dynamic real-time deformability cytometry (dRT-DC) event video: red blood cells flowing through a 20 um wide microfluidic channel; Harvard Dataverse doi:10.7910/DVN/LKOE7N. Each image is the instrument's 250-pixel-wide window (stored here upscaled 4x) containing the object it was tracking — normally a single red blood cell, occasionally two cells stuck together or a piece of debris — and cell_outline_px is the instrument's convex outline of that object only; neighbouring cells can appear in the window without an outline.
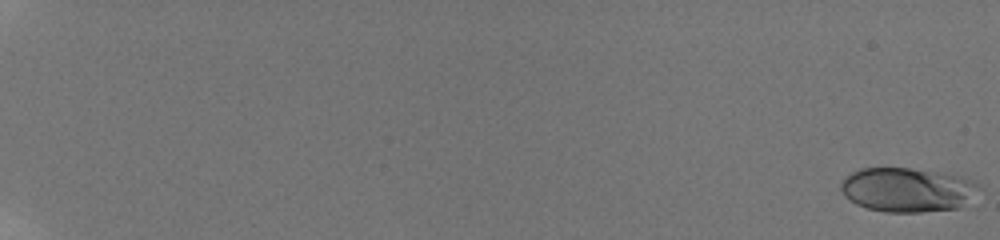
{"species": "human", "species_latin": "Homo sapiens", "temperature_condition": "room temperature", "stored_images_in_passage": 43, "camera_frame_rate_fps": 3000, "um_per_image_px": 0.085, "donor": {"sex": "male"}, "frame": {"image": 1, "passage_image": 1, "time_ms": 0.0, "image_size_px": [1000, 240], "cell_outline_px": [[984, 184], [980, 188], [956, 208], [920, 212], [884, 212], [868, 208], [856, 204], [844, 196], [840, 188], [840, 180], [844, 176], [860, 168], [908, 168], [968, 176]], "centroid_in_image_um": [77.11, 16.1], "position_along_channel_um": 7.9, "area_um2": 35.84}}
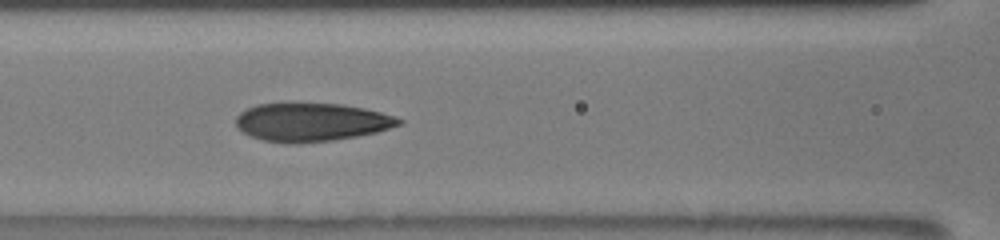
{"frame": {"image": 2, "passage_image": 25, "time_ms": 10.0, "image_size_px": [1000, 240], "cell_outline_px": [[404, 120], [400, 124], [376, 132], [356, 136], [332, 140], [296, 144], [284, 144], [264, 140], [252, 136], [244, 132], [236, 124], [236, 116], [244, 108], [256, 104], [340, 104], [364, 108], [396, 116]], "centroid_in_image_um": [26.45, 10.39], "position_along_channel_um": 140.1, "area_um2": 36.18}}
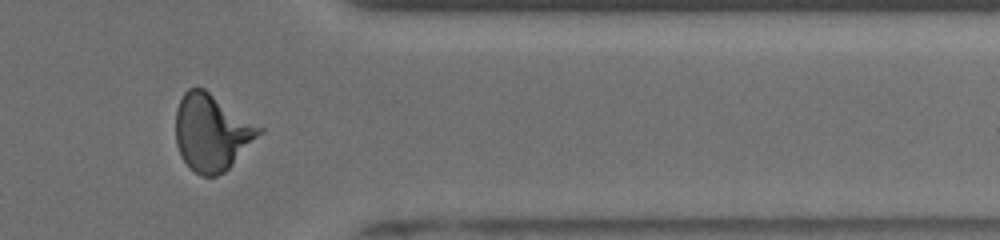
{"frame": {"image": 3, "passage_image": 38, "time_ms": 16.667, "image_size_px": [1000, 240], "cell_outline_px": [[264, 132], [224, 172], [216, 176], [200, 176], [184, 160], [176, 144], [176, 108], [184, 92], [188, 88], [204, 88], [264, 128]], "centroid_in_image_um": [18.02, 11.24], "position_along_channel_um": 393.4, "area_um2": 37.17}, "authors_computed_cell_mechanics": {"area_um2": 35.7782, "velocity_mm_per_s": 3.8796, "shape_relaxation_time_tau1_ms": 4.4331, "shape_relaxation_time_tau2_ms": 1.2426, "deformation_change_tau1": 0.2065, "deformation_change_tau2": 0.0878}}